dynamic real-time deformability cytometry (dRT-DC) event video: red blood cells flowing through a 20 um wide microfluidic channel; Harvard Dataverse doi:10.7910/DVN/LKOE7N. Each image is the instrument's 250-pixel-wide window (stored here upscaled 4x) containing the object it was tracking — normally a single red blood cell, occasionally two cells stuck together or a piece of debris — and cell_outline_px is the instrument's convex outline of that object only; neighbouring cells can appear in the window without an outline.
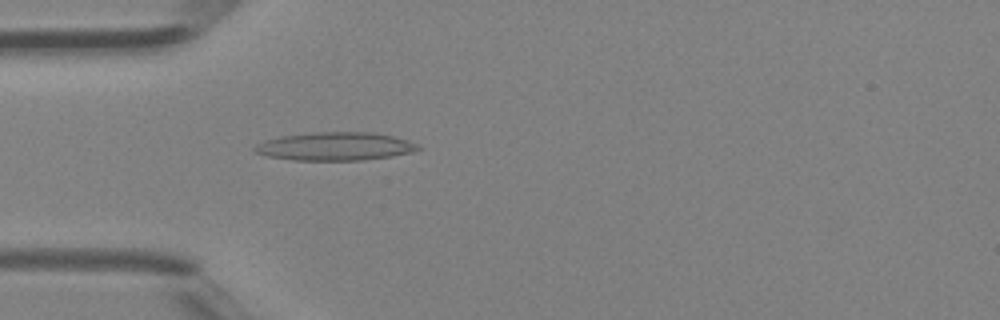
{"species": "Egyptian fruit bat (a non-hibernating species)", "species_latin": "Rousettus aegyptiacus", "temperature_condition": "room temperature", "stored_images_in_passage": 46, "camera_frame_rate_fps": 3000, "um_per_image_px": 0.085, "animal": {"sex": "female"}, "frame": {"image": 1, "passage_image": 14, "time_ms": 4.333, "image_size_px": [1000, 320], "cell_outline_px": [[420, 148], [412, 152], [392, 156], [364, 160], [292, 160], [268, 156], [252, 152], [252, 148], [256, 144], [264, 140], [280, 136], [312, 132], [372, 132], [392, 136], [408, 140], [416, 144]], "centroid_in_image_um": [28.43, 12.44], "position_along_channel_um": 56.6, "area_um2": 26.99}}
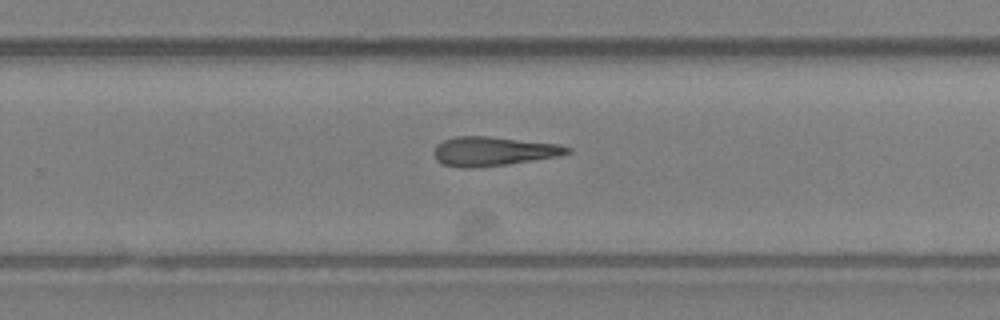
{"frame": {"image": 2, "passage_image": 30, "time_ms": 9.667, "image_size_px": [1000, 320], "cell_outline_px": [[572, 152], [560, 156], [508, 164], [468, 168], [464, 168], [444, 164], [436, 160], [432, 152], [436, 144], [444, 140], [456, 136], [488, 136], [560, 144], [572, 148]], "centroid_in_image_um": [41.94, 12.85], "position_along_channel_um": 287.9, "area_um2": 22.77}}
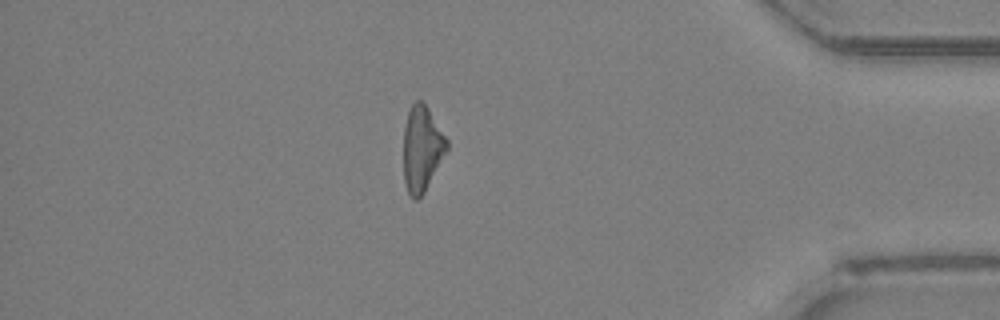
{"frame": {"image": 3, "passage_image": 40, "time_ms": 13.0, "image_size_px": [1000, 320], "cell_outline_px": [[448, 148], [424, 192], [416, 200], [408, 192], [404, 180], [404, 128], [408, 112], [412, 104], [416, 100], [420, 100], [428, 108], [448, 140]], "centroid_in_image_um": [35.86, 12.61], "position_along_channel_um": 399.3, "area_um2": 21.15}, "authors_computed_cell_mechanics": {"area_um2": 23.0622, "velocity_mm_per_s": 4.4494, "shape_relaxation_time_tau1_ms": null, "shape_relaxation_time_tau2_ms": 10.8878, "deformation_change_tau1": null, "deformation_change_tau2": 0.3694}}